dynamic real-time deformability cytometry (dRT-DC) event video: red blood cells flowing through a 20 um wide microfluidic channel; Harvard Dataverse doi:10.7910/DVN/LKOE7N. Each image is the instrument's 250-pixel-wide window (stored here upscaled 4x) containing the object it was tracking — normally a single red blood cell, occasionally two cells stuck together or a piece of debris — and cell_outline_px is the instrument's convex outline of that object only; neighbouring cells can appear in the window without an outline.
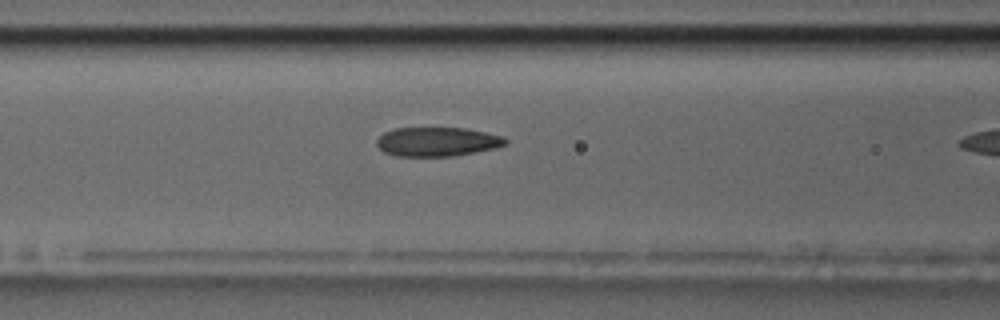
{"species": "common noctule bat (a hibernating species)", "species_latin": "Nyctalus noctula", "temperature_condition": "room temperature", "stored_images_in_passage": 4, "camera_frame_rate_fps": 3000, "um_per_image_px": 0.085, "animal": {"sex": "male", "body_mass_g": 17.5, "forearm_length_mm": 52.3}, "frame": {"image": 1, "passage_image": 3, "time_ms": 3.333, "image_size_px": [1000, 320], "cell_outline_px": [[508, 144], [492, 148], [452, 156], [396, 156], [384, 152], [376, 144], [376, 140], [384, 132], [396, 128], [464, 128], [504, 136], [508, 140]], "centroid_in_image_um": [37.15, 12.04], "position_along_channel_um": 129.5, "area_um2": 21.68}}